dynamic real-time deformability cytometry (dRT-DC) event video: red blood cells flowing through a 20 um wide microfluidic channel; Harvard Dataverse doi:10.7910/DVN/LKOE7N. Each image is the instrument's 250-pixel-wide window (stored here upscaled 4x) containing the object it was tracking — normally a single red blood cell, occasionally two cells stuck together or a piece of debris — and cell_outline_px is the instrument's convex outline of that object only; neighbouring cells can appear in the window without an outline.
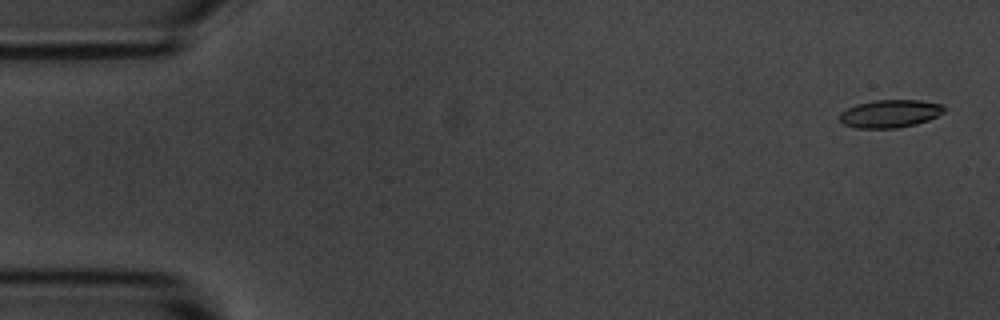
{"species": "common noctule bat (a hibernating species)", "species_latin": "Nyctalus noctula", "temperature_condition": "room temperature", "stored_images_in_passage": 5, "camera_frame_rate_fps": 3000, "um_per_image_px": 0.085, "animal": {"sex": "male", "body_mass_g": 20.1, "forearm_length_mm": 53.5}, "frame": {"image": 1, "passage_image": 1, "time_ms": 0.0, "image_size_px": [1000, 320], "cell_outline_px": [[944, 112], [928, 120], [916, 124], [896, 128], [856, 128], [844, 124], [840, 120], [840, 112], [856, 104], [876, 100], [920, 100], [944, 104]], "centroid_in_image_um": [75.66, 9.65], "position_along_channel_um": 9.3, "area_um2": 16.94}}